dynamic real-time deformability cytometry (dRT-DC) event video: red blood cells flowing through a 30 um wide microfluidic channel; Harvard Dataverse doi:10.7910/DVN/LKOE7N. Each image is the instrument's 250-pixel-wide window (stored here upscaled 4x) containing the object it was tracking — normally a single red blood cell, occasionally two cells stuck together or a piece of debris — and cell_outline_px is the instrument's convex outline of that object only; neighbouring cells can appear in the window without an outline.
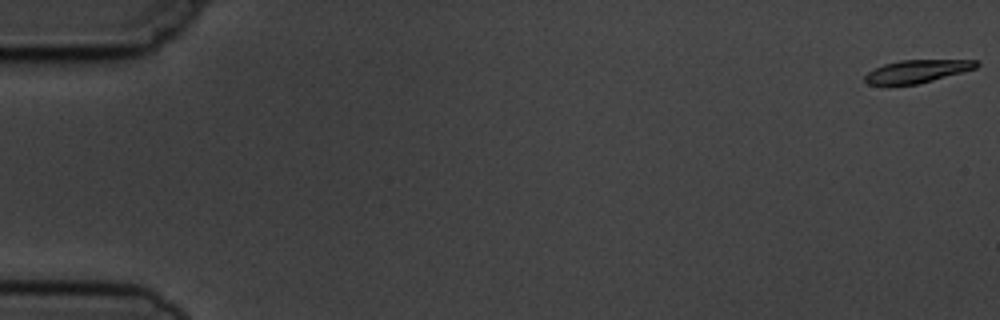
{"species": "common noctule bat (a hibernating species)", "species_latin": "Nyctalus noctula", "temperature_condition": "cold", "stored_images_in_passage": 5, "camera_frame_rate_fps": 3000, "um_per_image_px": 0.085, "animal": {"sex": "male", "body_mass_g": 19.5, "forearm_length_mm": 54.6}, "frame": {"image": 1, "passage_image": 1, "time_ms": 0.0, "image_size_px": [1000, 320], "cell_outline_px": [[980, 64], [976, 68], [932, 80], [916, 84], [888, 88], [868, 84], [864, 80], [864, 76], [868, 72], [884, 64], [900, 60], [980, 60]], "centroid_in_image_um": [77.87, 6.1], "position_along_channel_um": 7.1, "area_um2": 15.26}}
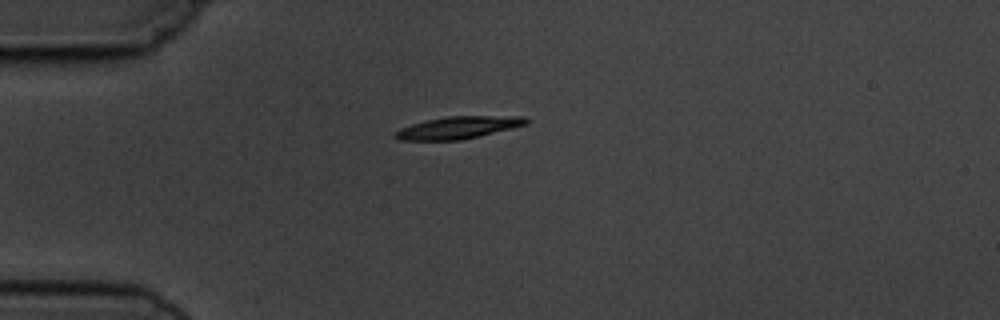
{"frame": {"image": 2, "passage_image": 5, "time_ms": 4.667, "image_size_px": [1000, 320], "cell_outline_px": [[528, 124], [512, 128], [460, 140], [400, 140], [392, 136], [400, 128], [412, 124], [428, 120], [448, 116], [524, 116], [528, 120]], "centroid_in_image_um": [38.95, 10.84], "position_along_channel_um": 46.1, "area_um2": 16.76}}